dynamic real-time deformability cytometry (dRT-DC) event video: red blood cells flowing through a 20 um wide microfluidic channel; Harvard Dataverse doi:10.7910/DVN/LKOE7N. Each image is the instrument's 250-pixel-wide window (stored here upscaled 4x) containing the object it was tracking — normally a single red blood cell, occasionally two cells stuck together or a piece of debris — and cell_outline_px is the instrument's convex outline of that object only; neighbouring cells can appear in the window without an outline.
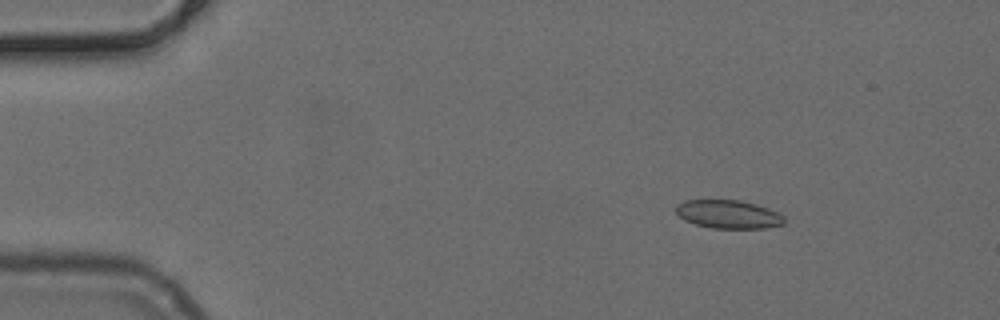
{"species": "common noctule bat (a hibernating species)", "species_latin": "Nyctalus noctula", "temperature_condition": "cold", "stored_images_in_passage": 51, "camera_frame_rate_fps": 3000, "um_per_image_px": 0.085, "animal": {"sex": "female", "body_mass_g": 24.6, "forearm_length_mm": 56.2}, "frame": {"image": 1, "passage_image": 7, "time_ms": 2.0, "image_size_px": [1000, 320], "cell_outline_px": [[784, 224], [764, 228], [712, 228], [696, 224], [684, 220], [676, 212], [676, 204], [684, 200], [740, 200], [756, 204], [768, 208], [784, 216]], "centroid_in_image_um": [61.9, 18.21], "position_along_channel_um": 23.1, "area_um2": 17.86}}
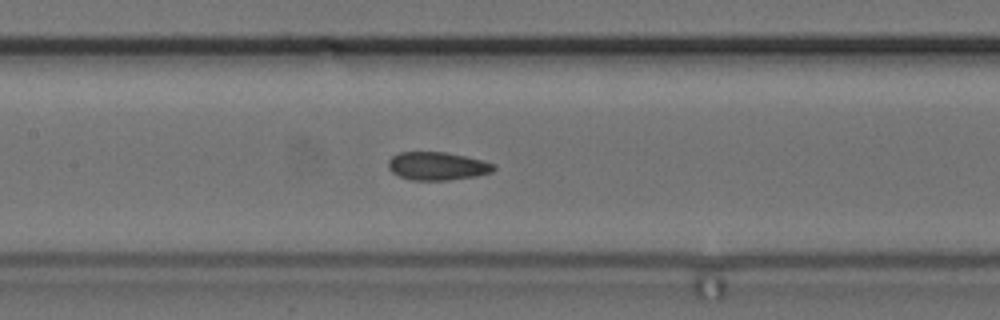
{"frame": {"image": 2, "passage_image": 24, "time_ms": 7.667, "image_size_px": [1000, 320], "cell_outline_px": [[496, 168], [492, 172], [476, 176], [448, 180], [412, 180], [400, 176], [392, 172], [388, 168], [388, 160], [392, 156], [400, 152], [444, 152], [484, 160], [496, 164]], "centroid_in_image_um": [37.19, 14.11], "position_along_channel_um": 170.2, "area_um2": 17.34}}
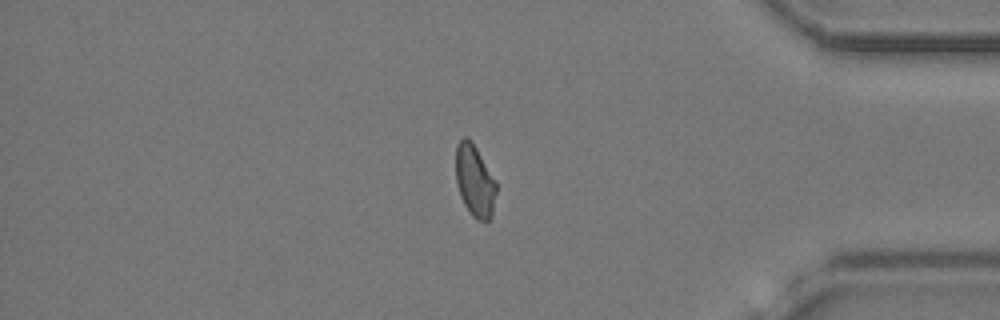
{"frame": {"image": 3, "passage_image": 43, "time_ms": 14.0, "image_size_px": [1000, 320], "cell_outline_px": [[496, 192], [492, 216], [488, 220], [476, 220], [468, 212], [460, 196], [456, 184], [456, 144], [464, 136], [468, 136], [472, 140], [496, 180]], "centroid_in_image_um": [40.34, 15.35], "position_along_channel_um": 394.9, "area_um2": 17.28}}